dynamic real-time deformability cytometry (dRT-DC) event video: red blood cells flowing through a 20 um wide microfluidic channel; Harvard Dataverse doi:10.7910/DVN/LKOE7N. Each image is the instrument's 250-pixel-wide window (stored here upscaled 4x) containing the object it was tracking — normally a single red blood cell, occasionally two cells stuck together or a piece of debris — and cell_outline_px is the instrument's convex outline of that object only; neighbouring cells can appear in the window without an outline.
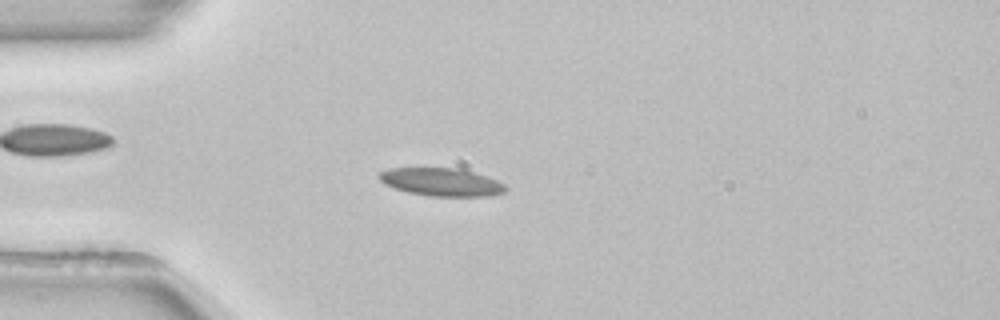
{"species": "common noctule bat (a hibernating species)", "species_latin": "Nyctalus noctula", "temperature_condition": "room temperature", "stored_images_in_passage": 40, "camera_frame_rate_fps": 3000, "um_per_image_px": 0.085, "animal": {"sex": "female", "body_mass_g": 22.7, "forearm_length_mm": 54.2}, "frame": {"image": 1, "passage_image": 1, "time_ms": 0.0, "image_size_px": [1000, 320], "cell_outline_px": [[508, 188], [504, 192], [488, 196], [428, 196], [408, 192], [384, 184], [380, 180], [380, 172], [392, 168], [460, 168], [496, 180], [504, 184]], "centroid_in_image_um": [37.53, 15.48], "position_along_channel_um": 47.5, "area_um2": 20.35}}
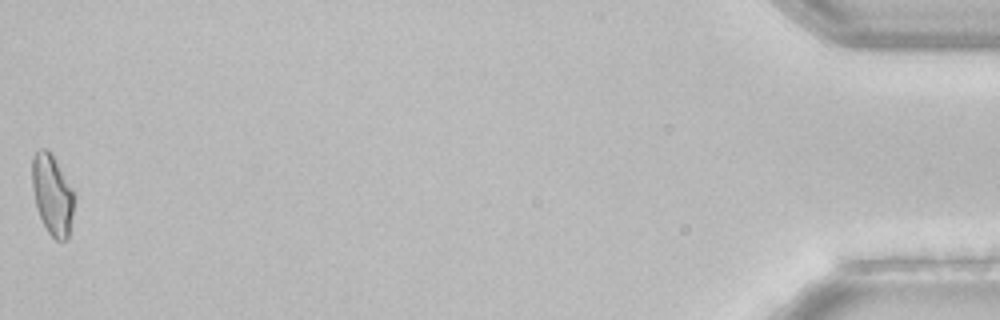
{"frame": {"image": 2, "passage_image": 40, "time_ms": 13.0, "image_size_px": [1000, 320], "cell_outline_px": [[76, 196], [68, 240], [56, 240], [48, 232], [40, 216], [36, 204], [32, 188], [32, 156], [40, 148], [44, 148], [52, 156], [72, 188]], "centroid_in_image_um": [4.46, 16.58], "position_along_channel_um": 430.7, "area_um2": 19.48}, "authors_computed_cell_mechanics": {"area_um2": 19.8254, "velocity_mm_per_s": 3.8464, "shape_relaxation_time_tau1_ms": 4.9391, "shape_relaxation_time_tau2_ms": 3.7103, "deformation_change_tau1": 0.1151, "deformation_change_tau2": 0.0796}}